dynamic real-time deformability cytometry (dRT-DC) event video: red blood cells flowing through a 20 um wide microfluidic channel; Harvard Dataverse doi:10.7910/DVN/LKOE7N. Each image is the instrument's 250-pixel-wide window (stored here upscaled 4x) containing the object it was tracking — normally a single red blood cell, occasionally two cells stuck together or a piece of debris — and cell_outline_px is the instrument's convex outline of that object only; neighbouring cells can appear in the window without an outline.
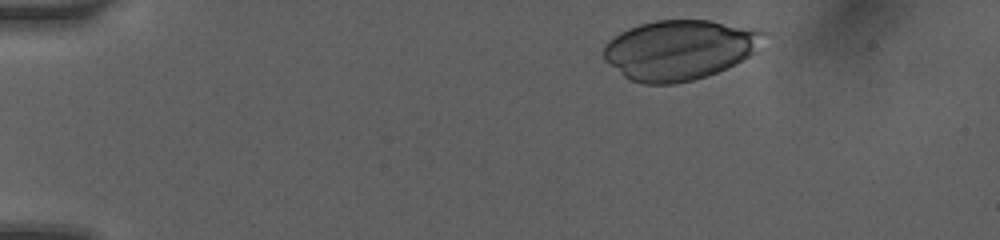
{"species": "human", "species_latin": "Homo sapiens", "temperature_condition": "room temperature", "stored_images_in_passage": 4, "camera_frame_rate_fps": 3000, "um_per_image_px": 0.085, "donor": {"sex": "female"}, "frame": {"image": 1, "passage_image": 2, "time_ms": 0.667, "image_size_px": [1000, 240], "cell_outline_px": [[768, 32], [756, 52], [728, 68], [692, 80], [676, 84], [644, 84], [632, 80], [624, 76], [604, 60], [604, 44], [608, 40], [620, 32], [628, 28], [640, 24], [656, 20], [712, 20], [760, 28]], "centroid_in_image_um": [57.81, 4.21], "position_along_channel_um": 27.2, "area_um2": 56.36}}